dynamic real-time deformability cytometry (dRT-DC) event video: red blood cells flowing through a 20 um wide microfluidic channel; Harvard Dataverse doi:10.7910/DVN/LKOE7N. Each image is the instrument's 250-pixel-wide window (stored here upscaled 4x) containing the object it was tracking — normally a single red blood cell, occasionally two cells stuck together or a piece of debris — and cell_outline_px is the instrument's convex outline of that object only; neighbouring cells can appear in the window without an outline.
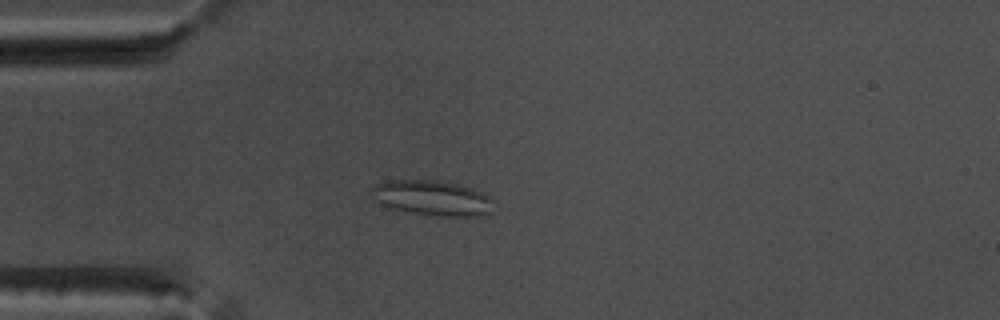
{"species": "common noctule bat (a hibernating species)", "species_latin": "Nyctalus noctula", "temperature_condition": "warm", "stored_images_in_passage": 55, "camera_frame_rate_fps": 3000, "um_per_image_px": 0.085, "animal": {"sex": "male", "body_mass_g": 17.5, "forearm_length_mm": 52.3}, "frame": {"image": 1, "passage_image": 16, "time_ms": 5.0, "image_size_px": [1000, 320], "cell_outline_px": [[492, 212], [476, 216], [448, 216], [412, 212], [396, 208], [384, 204], [376, 200], [368, 192], [376, 184], [388, 180], [436, 180], [456, 184], [472, 188], [488, 196], [492, 200]], "centroid_in_image_um": [36.74, 16.81], "position_along_channel_um": 48.3, "area_um2": 24.45}}
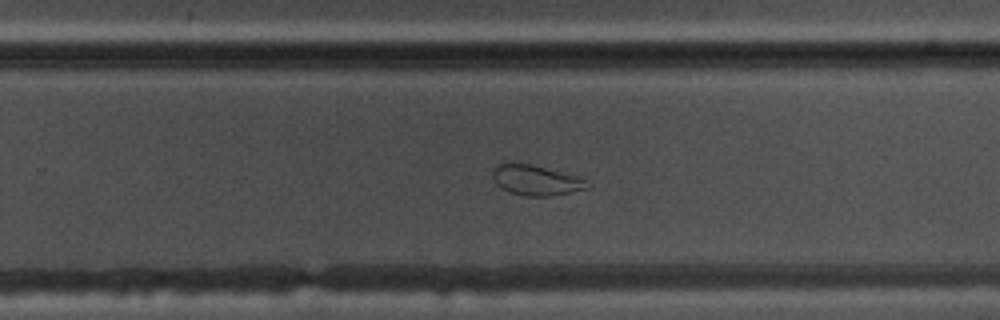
{"frame": {"image": 2, "passage_image": 36, "time_ms": 11.667, "image_size_px": [1000, 320], "cell_outline_px": [[592, 184], [588, 188], [548, 196], [524, 196], [508, 192], [500, 188], [496, 184], [492, 176], [492, 172], [496, 164], [508, 160], [512, 160], [532, 164], [584, 176]], "centroid_in_image_um": [45.56, 15.26], "position_along_channel_um": 284.2, "area_um2": 17.63}}
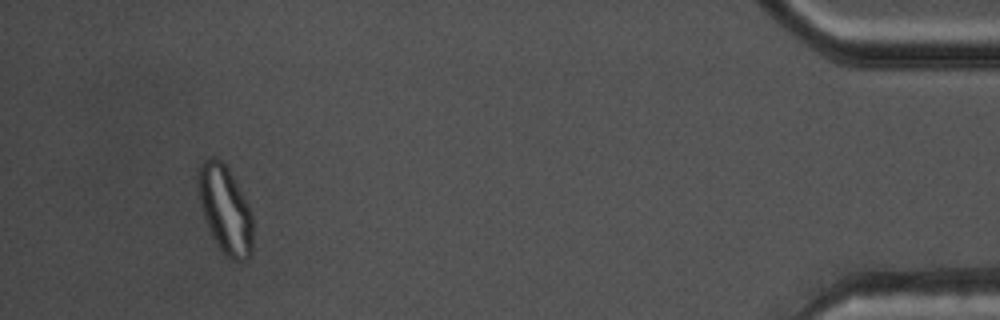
{"frame": {"image": 3, "passage_image": 52, "time_ms": 17.0, "image_size_px": [1000, 320], "cell_outline_px": [[252, 256], [248, 260], [232, 260], [216, 244], [212, 236], [204, 216], [200, 200], [196, 180], [196, 176], [200, 164], [204, 160], [212, 156], [220, 160], [228, 168], [248, 204], [252, 216]], "centroid_in_image_um": [19.14, 17.8], "position_along_channel_um": 416.1, "area_um2": 27.86}, "authors_computed_cell_mechanics": {"area_um2": 24.6228, "velocity_mm_per_s": 3.7591, "shape_relaxation_time_tau1_ms": null, "shape_relaxation_time_tau2_ms": 1.3714, "deformation_change_tau1": null, "deformation_change_tau2": 0.0762}}